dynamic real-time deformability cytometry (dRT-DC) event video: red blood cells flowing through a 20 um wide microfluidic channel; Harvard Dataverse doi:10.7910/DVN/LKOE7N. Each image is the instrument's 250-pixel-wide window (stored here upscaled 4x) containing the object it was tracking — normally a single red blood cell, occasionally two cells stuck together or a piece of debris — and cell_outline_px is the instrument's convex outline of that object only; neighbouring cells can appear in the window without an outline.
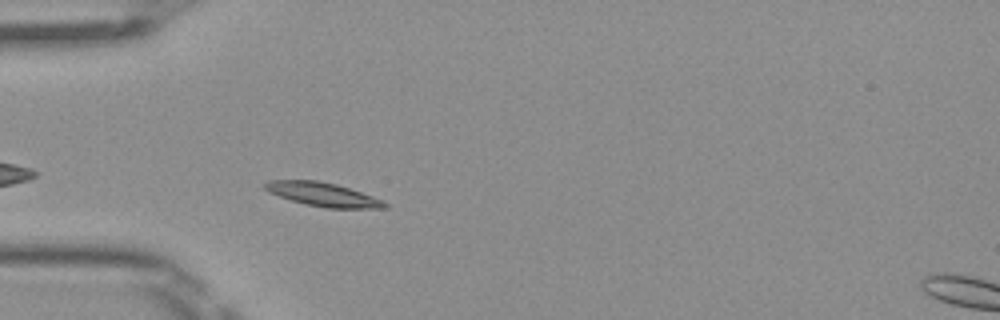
{"species": "Egyptian fruit bat (a non-hibernating species)", "species_latin": "Rousettus aegyptiacus", "temperature_condition": "room temperature", "stored_images_in_passage": 40, "camera_frame_rate_fps": 3000, "um_per_image_px": 0.085, "frame": {"image": 1, "passage_image": 4, "time_ms": 1.0, "image_size_px": [1000, 320], "cell_outline_px": [[388, 208], [328, 208], [304, 204], [268, 192], [264, 188], [264, 184], [268, 180], [316, 180], [336, 184], [384, 200], [388, 204]], "centroid_in_image_um": [27.45, 16.53], "position_along_channel_um": 57.5, "area_um2": 16.47}}
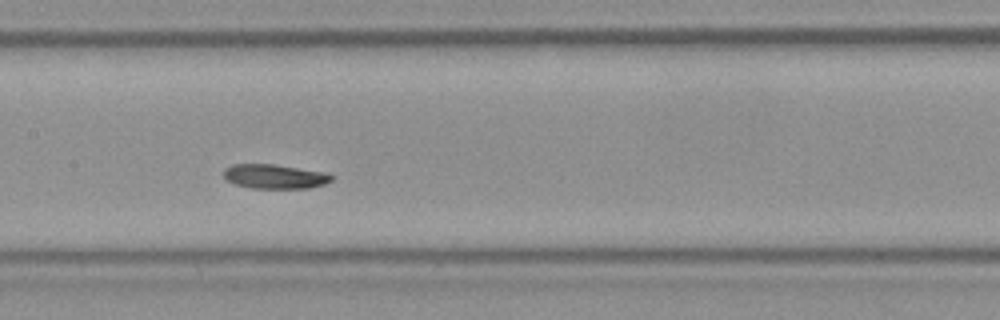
{"frame": {"image": 2, "passage_image": 14, "time_ms": 4.333, "image_size_px": [1000, 320], "cell_outline_px": [[332, 180], [324, 184], [308, 188], [252, 188], [236, 184], [228, 180], [224, 176], [224, 168], [232, 164], [272, 164], [324, 172], [332, 176]], "centroid_in_image_um": [23.33, 14.99], "position_along_channel_um": 184.1, "area_um2": 15.09}}
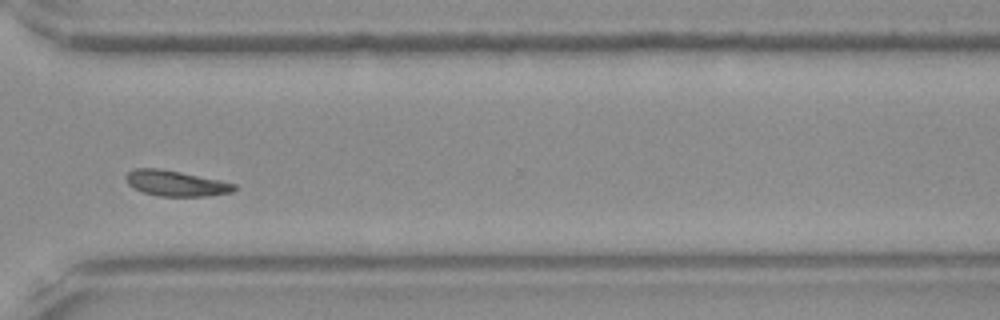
{"frame": {"image": 3, "passage_image": 27, "time_ms": 8.667, "image_size_px": [1000, 320], "cell_outline_px": [[236, 188], [232, 192], [208, 196], [160, 196], [144, 192], [128, 184], [124, 176], [132, 168], [160, 168], [220, 180], [236, 184]], "centroid_in_image_um": [14.94, 15.57], "position_along_channel_um": 355.7, "area_um2": 16.07}, "authors_computed_cell_mechanics": {"area_um2": 15.7505, "velocity_mm_per_s": 3.9645, "shape_relaxation_time_tau1_ms": 3.3121, "shape_relaxation_time_tau2_ms": 3.3097, "deformation_change_tau1": 0.1252, "deformation_change_tau2": 0.0964}}